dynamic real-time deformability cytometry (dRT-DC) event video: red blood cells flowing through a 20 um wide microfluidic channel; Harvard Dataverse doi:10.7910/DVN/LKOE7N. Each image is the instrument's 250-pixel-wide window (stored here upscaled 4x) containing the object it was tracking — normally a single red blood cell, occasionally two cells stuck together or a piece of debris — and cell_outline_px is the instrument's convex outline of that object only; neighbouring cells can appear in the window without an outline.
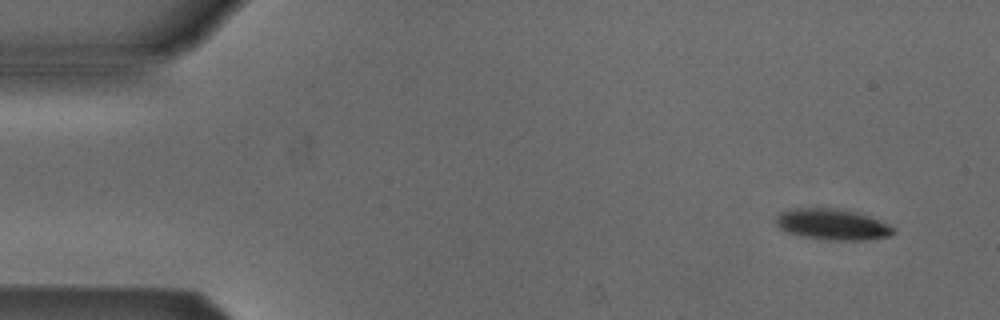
{"species": "Egyptian fruit bat (a non-hibernating species)", "species_latin": "Rousettus aegyptiacus", "temperature_condition": "cold", "stored_images_in_passage": 4, "camera_frame_rate_fps": 3000, "um_per_image_px": 0.085, "animal": {"sex": "male"}, "frame": {"image": 1, "passage_image": 1, "time_ms": 0.0, "image_size_px": [1000, 320], "cell_outline_px": [[896, 232], [892, 236], [868, 240], [820, 240], [796, 236], [780, 228], [776, 224], [776, 216], [780, 212], [792, 208], [840, 208], [856, 212], [880, 220], [896, 228]], "centroid_in_image_um": [70.77, 19.09], "position_along_channel_um": 14.2, "area_um2": 21.73}}
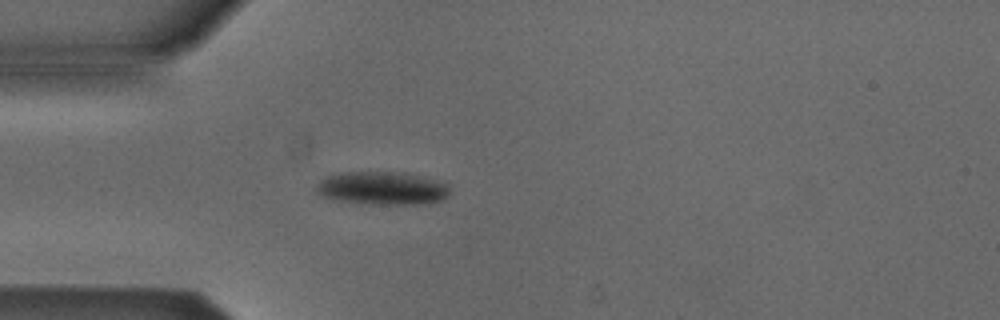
{"frame": {"image": 2, "passage_image": 4, "time_ms": 3.667, "image_size_px": [1000, 320], "cell_outline_px": [[448, 196], [444, 200], [428, 204], [372, 204], [332, 200], [316, 192], [316, 184], [324, 176], [344, 172], [392, 172], [416, 176], [448, 184]], "centroid_in_image_um": [32.43, 16.02], "position_along_channel_um": 52.6, "area_um2": 25.66}}